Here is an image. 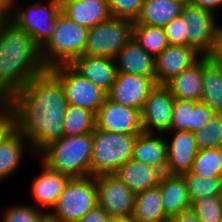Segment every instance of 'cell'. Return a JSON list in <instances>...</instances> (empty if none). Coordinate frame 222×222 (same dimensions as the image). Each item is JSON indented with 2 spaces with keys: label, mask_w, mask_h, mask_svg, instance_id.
I'll return each mask as SVG.
<instances>
[{
  "label": "cell",
  "mask_w": 222,
  "mask_h": 222,
  "mask_svg": "<svg viewBox=\"0 0 222 222\" xmlns=\"http://www.w3.org/2000/svg\"><path fill=\"white\" fill-rule=\"evenodd\" d=\"M7 103L14 112L16 129L36 155L64 136L67 100L61 82L49 70L31 79Z\"/></svg>",
  "instance_id": "6da1fadb"
},
{
  "label": "cell",
  "mask_w": 222,
  "mask_h": 222,
  "mask_svg": "<svg viewBox=\"0 0 222 222\" xmlns=\"http://www.w3.org/2000/svg\"><path fill=\"white\" fill-rule=\"evenodd\" d=\"M47 69L41 47L12 21L0 23V102H7Z\"/></svg>",
  "instance_id": "7a4b0ae2"
},
{
  "label": "cell",
  "mask_w": 222,
  "mask_h": 222,
  "mask_svg": "<svg viewBox=\"0 0 222 222\" xmlns=\"http://www.w3.org/2000/svg\"><path fill=\"white\" fill-rule=\"evenodd\" d=\"M92 149L93 132L63 136L50 143L37 156L52 170L70 178H83L90 176Z\"/></svg>",
  "instance_id": "3957f363"
},
{
  "label": "cell",
  "mask_w": 222,
  "mask_h": 222,
  "mask_svg": "<svg viewBox=\"0 0 222 222\" xmlns=\"http://www.w3.org/2000/svg\"><path fill=\"white\" fill-rule=\"evenodd\" d=\"M88 28L78 25L62 12L57 15L56 27L50 39L41 47L47 70L59 65H71L84 54Z\"/></svg>",
  "instance_id": "277c9868"
},
{
  "label": "cell",
  "mask_w": 222,
  "mask_h": 222,
  "mask_svg": "<svg viewBox=\"0 0 222 222\" xmlns=\"http://www.w3.org/2000/svg\"><path fill=\"white\" fill-rule=\"evenodd\" d=\"M137 135L110 133L96 127L93 131L90 176L114 174L132 159Z\"/></svg>",
  "instance_id": "5b68a950"
},
{
  "label": "cell",
  "mask_w": 222,
  "mask_h": 222,
  "mask_svg": "<svg viewBox=\"0 0 222 222\" xmlns=\"http://www.w3.org/2000/svg\"><path fill=\"white\" fill-rule=\"evenodd\" d=\"M181 16L186 21L187 46L202 56L222 55V26L216 22L217 14L186 3Z\"/></svg>",
  "instance_id": "8992f818"
},
{
  "label": "cell",
  "mask_w": 222,
  "mask_h": 222,
  "mask_svg": "<svg viewBox=\"0 0 222 222\" xmlns=\"http://www.w3.org/2000/svg\"><path fill=\"white\" fill-rule=\"evenodd\" d=\"M97 189L94 176L70 178L49 212L50 222H78L97 205Z\"/></svg>",
  "instance_id": "52a82bcc"
},
{
  "label": "cell",
  "mask_w": 222,
  "mask_h": 222,
  "mask_svg": "<svg viewBox=\"0 0 222 222\" xmlns=\"http://www.w3.org/2000/svg\"><path fill=\"white\" fill-rule=\"evenodd\" d=\"M134 22L111 17L88 29L83 55L114 59L133 37Z\"/></svg>",
  "instance_id": "ba28073f"
},
{
  "label": "cell",
  "mask_w": 222,
  "mask_h": 222,
  "mask_svg": "<svg viewBox=\"0 0 222 222\" xmlns=\"http://www.w3.org/2000/svg\"><path fill=\"white\" fill-rule=\"evenodd\" d=\"M15 1L12 0L10 21L21 30L29 33L42 47L54 32L57 15L61 12V8L53 0H49L47 5L37 1L25 8L20 7V4ZM15 3L18 5L17 7L14 5Z\"/></svg>",
  "instance_id": "9c48e42d"
},
{
  "label": "cell",
  "mask_w": 222,
  "mask_h": 222,
  "mask_svg": "<svg viewBox=\"0 0 222 222\" xmlns=\"http://www.w3.org/2000/svg\"><path fill=\"white\" fill-rule=\"evenodd\" d=\"M49 71L61 82L67 104L93 111L107 98V93L83 77L71 65H59Z\"/></svg>",
  "instance_id": "30bf717a"
},
{
  "label": "cell",
  "mask_w": 222,
  "mask_h": 222,
  "mask_svg": "<svg viewBox=\"0 0 222 222\" xmlns=\"http://www.w3.org/2000/svg\"><path fill=\"white\" fill-rule=\"evenodd\" d=\"M175 98L165 85H156L140 110L142 130L146 133L170 132Z\"/></svg>",
  "instance_id": "8fae6325"
},
{
  "label": "cell",
  "mask_w": 222,
  "mask_h": 222,
  "mask_svg": "<svg viewBox=\"0 0 222 222\" xmlns=\"http://www.w3.org/2000/svg\"><path fill=\"white\" fill-rule=\"evenodd\" d=\"M97 203L110 217L132 216L136 194L116 175L95 176Z\"/></svg>",
  "instance_id": "7c38bea8"
},
{
  "label": "cell",
  "mask_w": 222,
  "mask_h": 222,
  "mask_svg": "<svg viewBox=\"0 0 222 222\" xmlns=\"http://www.w3.org/2000/svg\"><path fill=\"white\" fill-rule=\"evenodd\" d=\"M96 127L120 134H140L143 132L140 111L126 107L106 98L96 114Z\"/></svg>",
  "instance_id": "4fadbf2b"
},
{
  "label": "cell",
  "mask_w": 222,
  "mask_h": 222,
  "mask_svg": "<svg viewBox=\"0 0 222 222\" xmlns=\"http://www.w3.org/2000/svg\"><path fill=\"white\" fill-rule=\"evenodd\" d=\"M151 77L117 72L107 98L126 107L142 109L150 91L156 86Z\"/></svg>",
  "instance_id": "5bb4252c"
},
{
  "label": "cell",
  "mask_w": 222,
  "mask_h": 222,
  "mask_svg": "<svg viewBox=\"0 0 222 222\" xmlns=\"http://www.w3.org/2000/svg\"><path fill=\"white\" fill-rule=\"evenodd\" d=\"M202 55L187 45H168V47L155 57V82L165 85L176 75L190 67Z\"/></svg>",
  "instance_id": "9a60e30c"
},
{
  "label": "cell",
  "mask_w": 222,
  "mask_h": 222,
  "mask_svg": "<svg viewBox=\"0 0 222 222\" xmlns=\"http://www.w3.org/2000/svg\"><path fill=\"white\" fill-rule=\"evenodd\" d=\"M172 138L167 141L166 174L182 175L189 172L198 149L195 137L189 131H170Z\"/></svg>",
  "instance_id": "2e32d148"
},
{
  "label": "cell",
  "mask_w": 222,
  "mask_h": 222,
  "mask_svg": "<svg viewBox=\"0 0 222 222\" xmlns=\"http://www.w3.org/2000/svg\"><path fill=\"white\" fill-rule=\"evenodd\" d=\"M42 172L35 177L32 183V197L41 208L50 212L56 205L59 196L61 195L70 177L58 171L52 170L41 161Z\"/></svg>",
  "instance_id": "e0dca14e"
},
{
  "label": "cell",
  "mask_w": 222,
  "mask_h": 222,
  "mask_svg": "<svg viewBox=\"0 0 222 222\" xmlns=\"http://www.w3.org/2000/svg\"><path fill=\"white\" fill-rule=\"evenodd\" d=\"M71 66L83 77L108 93L115 82V60L107 57L81 55Z\"/></svg>",
  "instance_id": "ac0fdd59"
},
{
  "label": "cell",
  "mask_w": 222,
  "mask_h": 222,
  "mask_svg": "<svg viewBox=\"0 0 222 222\" xmlns=\"http://www.w3.org/2000/svg\"><path fill=\"white\" fill-rule=\"evenodd\" d=\"M117 72L151 77L155 81V58L132 37L114 58Z\"/></svg>",
  "instance_id": "d6986e66"
},
{
  "label": "cell",
  "mask_w": 222,
  "mask_h": 222,
  "mask_svg": "<svg viewBox=\"0 0 222 222\" xmlns=\"http://www.w3.org/2000/svg\"><path fill=\"white\" fill-rule=\"evenodd\" d=\"M163 172L152 165L130 159L114 173L135 194L159 185Z\"/></svg>",
  "instance_id": "ffe728a7"
},
{
  "label": "cell",
  "mask_w": 222,
  "mask_h": 222,
  "mask_svg": "<svg viewBox=\"0 0 222 222\" xmlns=\"http://www.w3.org/2000/svg\"><path fill=\"white\" fill-rule=\"evenodd\" d=\"M174 98L201 102L203 94V56L165 84Z\"/></svg>",
  "instance_id": "44dd1931"
},
{
  "label": "cell",
  "mask_w": 222,
  "mask_h": 222,
  "mask_svg": "<svg viewBox=\"0 0 222 222\" xmlns=\"http://www.w3.org/2000/svg\"><path fill=\"white\" fill-rule=\"evenodd\" d=\"M61 12L88 29L112 17L106 0H73L61 7Z\"/></svg>",
  "instance_id": "7402d4cb"
},
{
  "label": "cell",
  "mask_w": 222,
  "mask_h": 222,
  "mask_svg": "<svg viewBox=\"0 0 222 222\" xmlns=\"http://www.w3.org/2000/svg\"><path fill=\"white\" fill-rule=\"evenodd\" d=\"M201 101L215 114H222V55L203 56V94Z\"/></svg>",
  "instance_id": "603a6c76"
},
{
  "label": "cell",
  "mask_w": 222,
  "mask_h": 222,
  "mask_svg": "<svg viewBox=\"0 0 222 222\" xmlns=\"http://www.w3.org/2000/svg\"><path fill=\"white\" fill-rule=\"evenodd\" d=\"M185 4L182 0H144L140 14L133 25L164 28L182 14Z\"/></svg>",
  "instance_id": "cb8c5ba5"
},
{
  "label": "cell",
  "mask_w": 222,
  "mask_h": 222,
  "mask_svg": "<svg viewBox=\"0 0 222 222\" xmlns=\"http://www.w3.org/2000/svg\"><path fill=\"white\" fill-rule=\"evenodd\" d=\"M159 136V137H158ZM142 132L137 135L132 159L159 168L163 173L167 166V138L163 134ZM163 136V137H162Z\"/></svg>",
  "instance_id": "d4e9b609"
},
{
  "label": "cell",
  "mask_w": 222,
  "mask_h": 222,
  "mask_svg": "<svg viewBox=\"0 0 222 222\" xmlns=\"http://www.w3.org/2000/svg\"><path fill=\"white\" fill-rule=\"evenodd\" d=\"M158 186L162 195L164 213L169 218L191 207L187 188L181 175L164 173Z\"/></svg>",
  "instance_id": "484cf974"
},
{
  "label": "cell",
  "mask_w": 222,
  "mask_h": 222,
  "mask_svg": "<svg viewBox=\"0 0 222 222\" xmlns=\"http://www.w3.org/2000/svg\"><path fill=\"white\" fill-rule=\"evenodd\" d=\"M132 218L135 222L169 221L163 210L159 186L136 194Z\"/></svg>",
  "instance_id": "4316f807"
},
{
  "label": "cell",
  "mask_w": 222,
  "mask_h": 222,
  "mask_svg": "<svg viewBox=\"0 0 222 222\" xmlns=\"http://www.w3.org/2000/svg\"><path fill=\"white\" fill-rule=\"evenodd\" d=\"M27 144L31 149L27 138L17 129L0 143V181L18 170L23 152L28 149Z\"/></svg>",
  "instance_id": "83f0119b"
},
{
  "label": "cell",
  "mask_w": 222,
  "mask_h": 222,
  "mask_svg": "<svg viewBox=\"0 0 222 222\" xmlns=\"http://www.w3.org/2000/svg\"><path fill=\"white\" fill-rule=\"evenodd\" d=\"M64 136L91 133L96 128V114L93 111L67 104L64 114Z\"/></svg>",
  "instance_id": "f1b7e54d"
},
{
  "label": "cell",
  "mask_w": 222,
  "mask_h": 222,
  "mask_svg": "<svg viewBox=\"0 0 222 222\" xmlns=\"http://www.w3.org/2000/svg\"><path fill=\"white\" fill-rule=\"evenodd\" d=\"M181 176L191 203L201 197L222 196V177H202L190 171Z\"/></svg>",
  "instance_id": "f546056e"
},
{
  "label": "cell",
  "mask_w": 222,
  "mask_h": 222,
  "mask_svg": "<svg viewBox=\"0 0 222 222\" xmlns=\"http://www.w3.org/2000/svg\"><path fill=\"white\" fill-rule=\"evenodd\" d=\"M133 38L154 58L168 47L163 28L148 25H133Z\"/></svg>",
  "instance_id": "4dcf8cb0"
},
{
  "label": "cell",
  "mask_w": 222,
  "mask_h": 222,
  "mask_svg": "<svg viewBox=\"0 0 222 222\" xmlns=\"http://www.w3.org/2000/svg\"><path fill=\"white\" fill-rule=\"evenodd\" d=\"M190 172L202 177H222V157L217 147L198 150Z\"/></svg>",
  "instance_id": "1f68e13d"
},
{
  "label": "cell",
  "mask_w": 222,
  "mask_h": 222,
  "mask_svg": "<svg viewBox=\"0 0 222 222\" xmlns=\"http://www.w3.org/2000/svg\"><path fill=\"white\" fill-rule=\"evenodd\" d=\"M198 150L217 147L222 142V114H213L202 129L193 133Z\"/></svg>",
  "instance_id": "d6a6232c"
},
{
  "label": "cell",
  "mask_w": 222,
  "mask_h": 222,
  "mask_svg": "<svg viewBox=\"0 0 222 222\" xmlns=\"http://www.w3.org/2000/svg\"><path fill=\"white\" fill-rule=\"evenodd\" d=\"M2 222H50L49 212L28 204H14L4 210Z\"/></svg>",
  "instance_id": "836d02e7"
},
{
  "label": "cell",
  "mask_w": 222,
  "mask_h": 222,
  "mask_svg": "<svg viewBox=\"0 0 222 222\" xmlns=\"http://www.w3.org/2000/svg\"><path fill=\"white\" fill-rule=\"evenodd\" d=\"M201 222H222V196L201 197L191 203Z\"/></svg>",
  "instance_id": "e575fe53"
},
{
  "label": "cell",
  "mask_w": 222,
  "mask_h": 222,
  "mask_svg": "<svg viewBox=\"0 0 222 222\" xmlns=\"http://www.w3.org/2000/svg\"><path fill=\"white\" fill-rule=\"evenodd\" d=\"M197 102L175 98L170 131L191 132V112Z\"/></svg>",
  "instance_id": "d590c367"
},
{
  "label": "cell",
  "mask_w": 222,
  "mask_h": 222,
  "mask_svg": "<svg viewBox=\"0 0 222 222\" xmlns=\"http://www.w3.org/2000/svg\"><path fill=\"white\" fill-rule=\"evenodd\" d=\"M112 17L135 22L138 18L144 0H106Z\"/></svg>",
  "instance_id": "8d00e7d4"
},
{
  "label": "cell",
  "mask_w": 222,
  "mask_h": 222,
  "mask_svg": "<svg viewBox=\"0 0 222 222\" xmlns=\"http://www.w3.org/2000/svg\"><path fill=\"white\" fill-rule=\"evenodd\" d=\"M164 32L170 45H187L186 21L180 15L174 18L164 28Z\"/></svg>",
  "instance_id": "74e56055"
},
{
  "label": "cell",
  "mask_w": 222,
  "mask_h": 222,
  "mask_svg": "<svg viewBox=\"0 0 222 222\" xmlns=\"http://www.w3.org/2000/svg\"><path fill=\"white\" fill-rule=\"evenodd\" d=\"M16 130L15 115L7 102H0V143Z\"/></svg>",
  "instance_id": "f35d334b"
},
{
  "label": "cell",
  "mask_w": 222,
  "mask_h": 222,
  "mask_svg": "<svg viewBox=\"0 0 222 222\" xmlns=\"http://www.w3.org/2000/svg\"><path fill=\"white\" fill-rule=\"evenodd\" d=\"M213 114L214 112L206 104L202 101L197 102L191 112V132L194 133L202 129Z\"/></svg>",
  "instance_id": "ab89813d"
},
{
  "label": "cell",
  "mask_w": 222,
  "mask_h": 222,
  "mask_svg": "<svg viewBox=\"0 0 222 222\" xmlns=\"http://www.w3.org/2000/svg\"><path fill=\"white\" fill-rule=\"evenodd\" d=\"M110 216L98 204L87 212L78 222H108Z\"/></svg>",
  "instance_id": "60d3db41"
},
{
  "label": "cell",
  "mask_w": 222,
  "mask_h": 222,
  "mask_svg": "<svg viewBox=\"0 0 222 222\" xmlns=\"http://www.w3.org/2000/svg\"><path fill=\"white\" fill-rule=\"evenodd\" d=\"M168 222H201L195 211L190 207L189 209L181 211L169 218Z\"/></svg>",
  "instance_id": "b9f144b4"
},
{
  "label": "cell",
  "mask_w": 222,
  "mask_h": 222,
  "mask_svg": "<svg viewBox=\"0 0 222 222\" xmlns=\"http://www.w3.org/2000/svg\"><path fill=\"white\" fill-rule=\"evenodd\" d=\"M189 3L214 14H216L217 9L222 6V0H190Z\"/></svg>",
  "instance_id": "7bdbcfd3"
},
{
  "label": "cell",
  "mask_w": 222,
  "mask_h": 222,
  "mask_svg": "<svg viewBox=\"0 0 222 222\" xmlns=\"http://www.w3.org/2000/svg\"><path fill=\"white\" fill-rule=\"evenodd\" d=\"M11 7L12 0H0V23L10 20Z\"/></svg>",
  "instance_id": "ee69618b"
},
{
  "label": "cell",
  "mask_w": 222,
  "mask_h": 222,
  "mask_svg": "<svg viewBox=\"0 0 222 222\" xmlns=\"http://www.w3.org/2000/svg\"><path fill=\"white\" fill-rule=\"evenodd\" d=\"M108 222H135L132 216L110 217Z\"/></svg>",
  "instance_id": "f6af8a7d"
},
{
  "label": "cell",
  "mask_w": 222,
  "mask_h": 222,
  "mask_svg": "<svg viewBox=\"0 0 222 222\" xmlns=\"http://www.w3.org/2000/svg\"><path fill=\"white\" fill-rule=\"evenodd\" d=\"M70 1H73V0H53V2L57 4L60 8Z\"/></svg>",
  "instance_id": "bcb514c9"
},
{
  "label": "cell",
  "mask_w": 222,
  "mask_h": 222,
  "mask_svg": "<svg viewBox=\"0 0 222 222\" xmlns=\"http://www.w3.org/2000/svg\"><path fill=\"white\" fill-rule=\"evenodd\" d=\"M217 150L219 152V155L222 157V142L217 146Z\"/></svg>",
  "instance_id": "7dc6e473"
},
{
  "label": "cell",
  "mask_w": 222,
  "mask_h": 222,
  "mask_svg": "<svg viewBox=\"0 0 222 222\" xmlns=\"http://www.w3.org/2000/svg\"><path fill=\"white\" fill-rule=\"evenodd\" d=\"M182 1H184L185 3H189L190 2V0H182Z\"/></svg>",
  "instance_id": "c3c4849f"
}]
</instances>
